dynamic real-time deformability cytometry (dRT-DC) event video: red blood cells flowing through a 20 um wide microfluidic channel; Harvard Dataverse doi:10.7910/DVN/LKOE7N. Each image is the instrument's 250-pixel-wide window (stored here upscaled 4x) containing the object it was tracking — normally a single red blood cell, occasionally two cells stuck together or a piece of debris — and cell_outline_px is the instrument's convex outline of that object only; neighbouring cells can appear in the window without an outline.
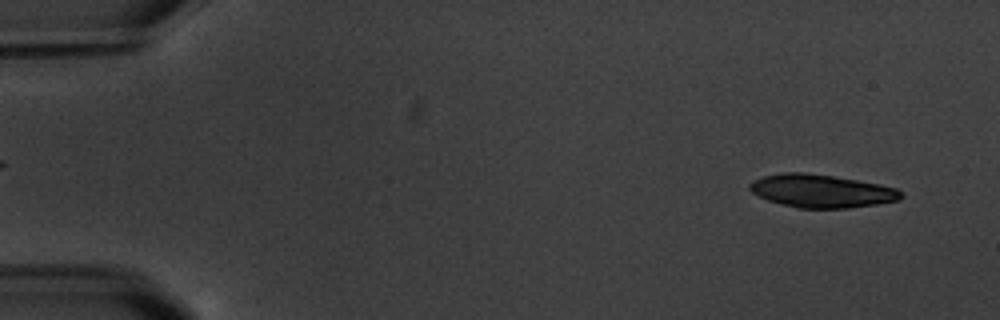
{"species": "common noctule bat (a hibernating species)", "species_latin": "Nyctalus noctula", "temperature_condition": "warm", "stored_images_in_passage": 6, "segment_of_instrument_passage": [2, 2], "camera_frame_rate_fps": 3000, "um_per_image_px": 0.085, "animal": {"sex": "male", "body_mass_g": 20.1, "forearm_length_mm": 53.5}, "frame": {"image": 1, "passage_image": 6, "time_ms": 6.0, "image_size_px": [1000, 320], "cell_outline_px": [[904, 196], [900, 200], [876, 204], [848, 208], [800, 208], [780, 204], [768, 200], [752, 192], [748, 188], [748, 184], [752, 180], [764, 176], [784, 172], [804, 172], [832, 176], [880, 184], [896, 188]], "centroid_in_image_um": [69.8, 16.23], "position_along_channel_um": 15.2, "area_um2": 29.07}}